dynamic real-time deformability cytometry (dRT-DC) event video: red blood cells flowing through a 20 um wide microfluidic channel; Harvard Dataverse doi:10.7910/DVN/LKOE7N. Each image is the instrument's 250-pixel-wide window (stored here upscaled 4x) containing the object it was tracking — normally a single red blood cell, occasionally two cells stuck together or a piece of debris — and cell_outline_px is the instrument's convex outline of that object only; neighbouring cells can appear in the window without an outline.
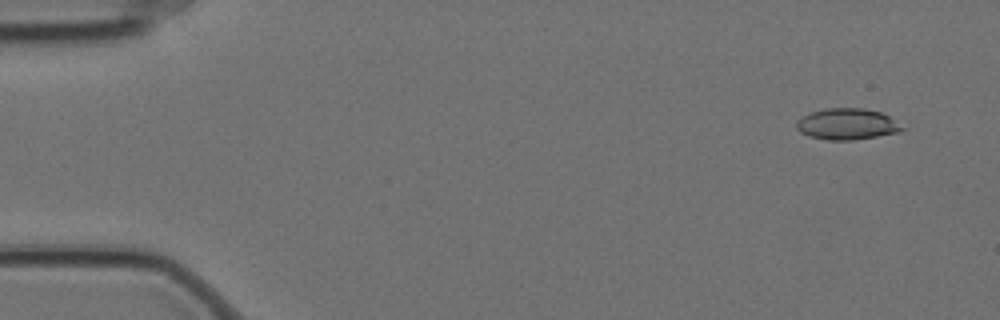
{"species": "Egyptian fruit bat (a non-hibernating species)", "species_latin": "Rousettus aegyptiacus", "temperature_condition": "cold", "stored_images_in_passage": 5, "camera_frame_rate_fps": 3000, "um_per_image_px": 0.085, "animal": {"sex": "female"}, "frame": {"image": 1, "passage_image": 2, "time_ms": 0.333, "image_size_px": [1000, 320], "cell_outline_px": [[908, 128], [900, 132], [852, 140], [828, 140], [808, 136], [800, 132], [796, 128], [796, 120], [812, 112], [824, 108], [864, 108], [880, 112], [888, 116]], "centroid_in_image_um": [72.02, 10.55], "position_along_channel_um": 13.0, "area_um2": 19.31}}